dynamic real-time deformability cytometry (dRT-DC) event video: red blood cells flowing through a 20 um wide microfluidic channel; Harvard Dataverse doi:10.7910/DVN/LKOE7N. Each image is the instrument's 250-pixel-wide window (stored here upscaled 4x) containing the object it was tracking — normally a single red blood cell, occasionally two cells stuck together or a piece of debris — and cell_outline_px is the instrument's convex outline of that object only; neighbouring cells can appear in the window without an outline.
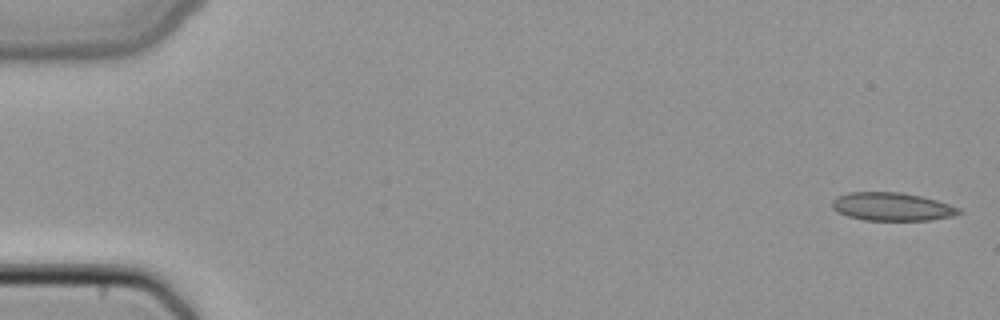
{"species": "common noctule bat (a hibernating species)", "species_latin": "Nyctalus noctula", "temperature_condition": "cold", "stored_images_in_passage": 49, "camera_frame_rate_fps": 3000, "um_per_image_px": 0.085, "animal": {"sex": "female", "body_mass_g": 22.7, "forearm_length_mm": 54.2}, "frame": {"image": 1, "passage_image": 1, "time_ms": 0.0, "image_size_px": [1000, 320], "cell_outline_px": [[964, 212], [952, 216], [932, 220], [864, 220], [848, 216], [832, 208], [832, 200], [836, 196], [848, 192], [900, 192], [920, 196], [936, 200], [960, 208]], "centroid_in_image_um": [75.82, 17.56], "position_along_channel_um": 9.2, "area_um2": 20.81}}
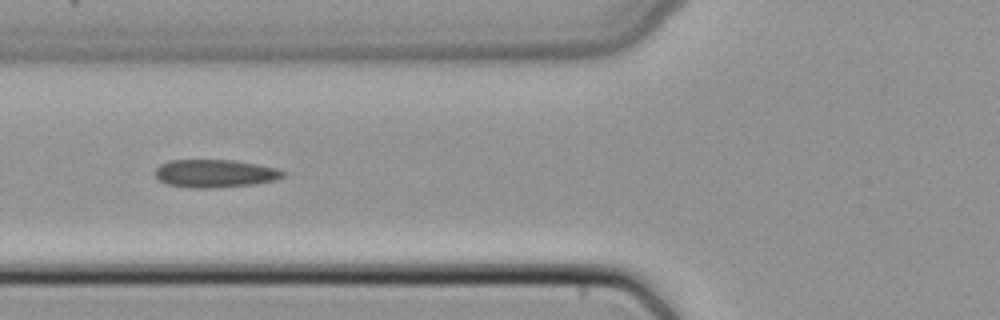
{"frame": {"image": 2, "passage_image": 19, "time_ms": 6.0, "image_size_px": [1000, 320], "cell_outline_px": [[284, 176], [276, 180], [252, 184], [212, 188], [188, 188], [168, 184], [160, 180], [156, 176], [156, 168], [160, 164], [168, 160], [236, 160], [276, 168], [284, 172]], "centroid_in_image_um": [18.25, 14.74], "position_along_channel_um": 107.5, "area_um2": 20.75}}
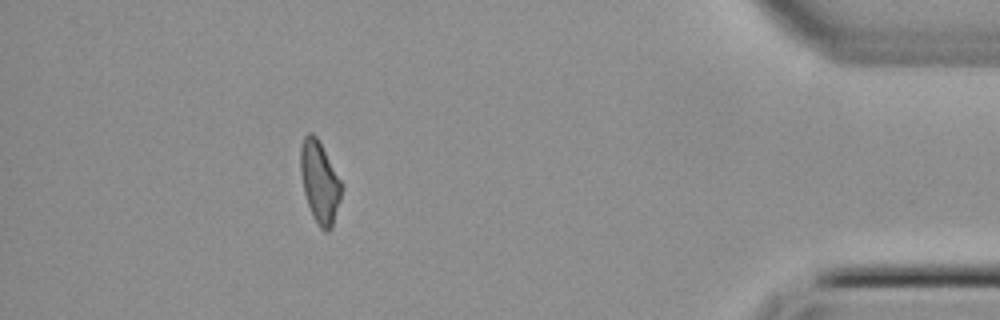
{"frame": {"image": 3, "passage_image": 44, "time_ms": 14.333, "image_size_px": [1000, 320], "cell_outline_px": [[344, 188], [332, 228], [328, 232], [324, 232], [320, 228], [312, 216], [304, 192], [300, 172], [300, 148], [304, 136], [308, 132], [312, 132], [316, 136], [344, 184]], "centroid_in_image_um": [27.19, 15.5], "position_along_channel_um": 408.0, "area_um2": 19.88}}